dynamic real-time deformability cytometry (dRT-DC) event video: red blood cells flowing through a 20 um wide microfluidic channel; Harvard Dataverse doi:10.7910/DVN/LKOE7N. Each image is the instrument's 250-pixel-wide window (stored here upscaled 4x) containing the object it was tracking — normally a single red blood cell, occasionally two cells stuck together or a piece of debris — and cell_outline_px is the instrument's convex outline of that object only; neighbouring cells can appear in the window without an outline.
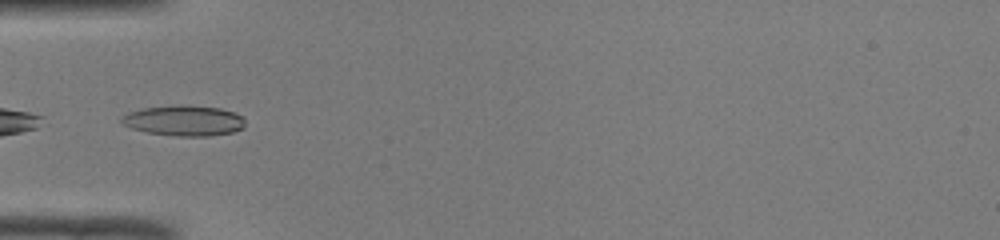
{"species": "common noctule bat (a hibernating species)", "species_latin": "Nyctalus noctula", "temperature_condition": "room temperature", "stored_images_in_passage": 20, "camera_frame_rate_fps": 3000, "um_per_image_px": 0.085, "animal": {"sex": "male", "body_mass_g": 19.0, "forearm_length_mm": 50.8}, "frame": {"image": 1, "passage_image": 17, "time_ms": 5.333, "image_size_px": [1000, 240], "cell_outline_px": [[244, 128], [232, 132], [208, 136], [172, 136], [148, 132], [132, 128], [120, 124], [120, 116], [128, 112], [144, 108], [180, 104], [184, 104], [220, 108], [232, 112], [240, 116], [244, 120]], "centroid_in_image_um": [15.59, 10.25], "position_along_channel_um": 69.4, "area_um2": 22.08}}